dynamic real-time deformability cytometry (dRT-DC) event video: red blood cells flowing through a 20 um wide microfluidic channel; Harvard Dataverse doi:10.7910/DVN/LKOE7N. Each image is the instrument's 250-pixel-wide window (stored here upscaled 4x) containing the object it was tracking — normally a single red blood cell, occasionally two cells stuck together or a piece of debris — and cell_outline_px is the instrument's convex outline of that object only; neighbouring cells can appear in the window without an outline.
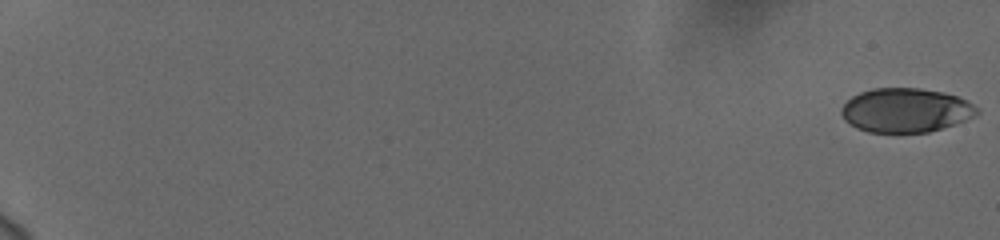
{"species": "human", "species_latin": "Homo sapiens", "temperature_condition": "cold", "stored_images_in_passage": 14, "camera_frame_rate_fps": 3000, "um_per_image_px": 0.085, "donor": {"sex": "female"}, "frame": {"image": 1, "passage_image": 1, "time_ms": 0.0, "image_size_px": [1000, 240], "cell_outline_px": [[980, 112], [964, 120], [928, 132], [868, 132], [856, 128], [848, 124], [844, 120], [840, 112], [840, 108], [852, 96], [860, 92], [872, 88], [920, 88], [940, 92], [956, 96], [972, 104]], "centroid_in_image_um": [76.9, 9.37], "position_along_channel_um": 8.1, "area_um2": 34.56}}